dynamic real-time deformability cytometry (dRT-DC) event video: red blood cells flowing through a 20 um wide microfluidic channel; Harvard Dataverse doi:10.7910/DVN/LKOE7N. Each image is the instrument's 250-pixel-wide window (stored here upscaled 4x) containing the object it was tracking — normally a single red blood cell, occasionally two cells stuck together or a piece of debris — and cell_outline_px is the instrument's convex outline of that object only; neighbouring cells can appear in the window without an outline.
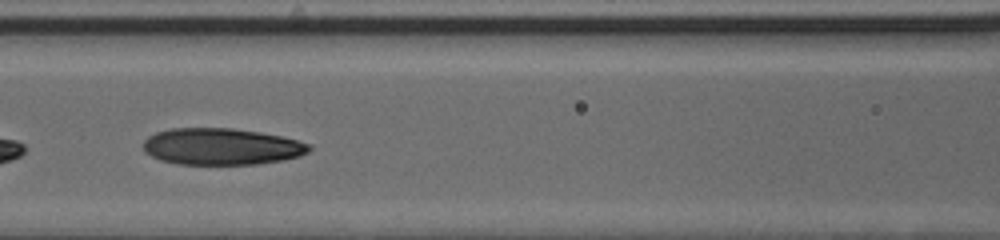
{"species": "human", "species_latin": "Homo sapiens", "temperature_condition": "cold", "stored_images_in_passage": 48, "camera_frame_rate_fps": 3000, "um_per_image_px": 0.085, "donor": {"sex": "male"}, "frame": {"image": 1, "passage_image": 21, "time_ms": 6.667, "image_size_px": [1000, 240], "cell_outline_px": [[312, 148], [308, 152], [300, 156], [284, 160], [260, 164], [176, 164], [160, 160], [144, 152], [144, 140], [148, 136], [156, 132], [172, 128], [232, 128], [260, 132], [280, 136], [296, 140], [308, 144]], "centroid_in_image_um": [18.81, 12.46], "position_along_channel_um": 147.8, "area_um2": 35.49}, "authors_computed_cell_mechanics": {"area_um2": 36.6163, "velocity_mm_per_s": 3.9551, "shape_relaxation_time_tau1_ms": 6.3308, "shape_relaxation_time_tau2_ms": 2.5531, "deformation_change_tau1": 0.2338, "deformation_change_tau2": 0.0962}}